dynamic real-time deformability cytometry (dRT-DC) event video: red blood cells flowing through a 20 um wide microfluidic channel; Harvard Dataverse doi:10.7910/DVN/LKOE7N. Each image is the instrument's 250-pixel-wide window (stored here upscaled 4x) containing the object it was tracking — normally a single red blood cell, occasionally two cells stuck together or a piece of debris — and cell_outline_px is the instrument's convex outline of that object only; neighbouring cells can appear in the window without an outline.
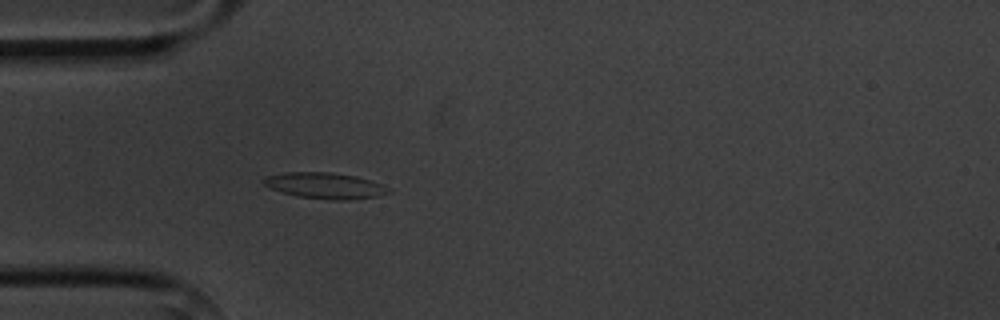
{"species": "common noctule bat (a hibernating species)", "species_latin": "Nyctalus noctula", "temperature_condition": "cold", "stored_images_in_passage": 2, "camera_frame_rate_fps": 3000, "um_per_image_px": 0.085, "animal": {"sex": "male", "body_mass_g": 20.1, "forearm_length_mm": 53.5}, "frame": {"image": 1, "passage_image": 2, "time_ms": 1.0, "image_size_px": [1000, 320], "cell_outline_px": [[392, 192], [380, 196], [348, 200], [336, 200], [300, 196], [284, 192], [272, 188], [264, 184], [264, 176], [284, 172], [328, 172], [356, 176], [392, 188]], "centroid_in_image_um": [27.68, 15.77], "position_along_channel_um": 57.3, "area_um2": 18.73}}